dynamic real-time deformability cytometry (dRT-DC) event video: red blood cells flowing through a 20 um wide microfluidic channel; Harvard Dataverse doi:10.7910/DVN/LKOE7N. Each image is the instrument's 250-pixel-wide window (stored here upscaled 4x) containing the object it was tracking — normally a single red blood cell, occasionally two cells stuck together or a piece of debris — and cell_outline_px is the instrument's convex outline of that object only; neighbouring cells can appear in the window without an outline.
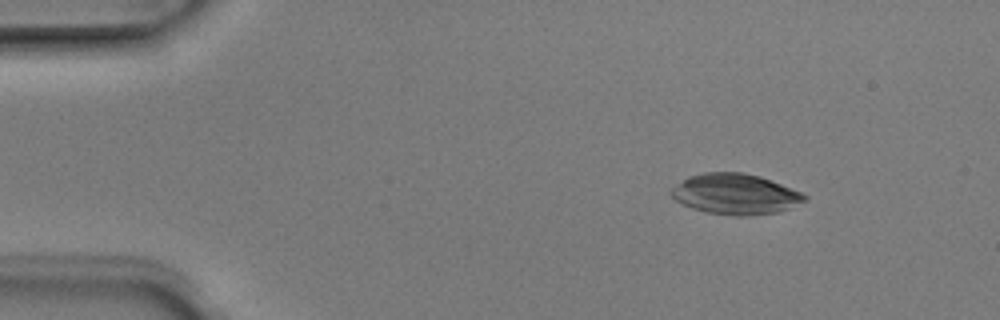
{"species": "Egyptian fruit bat (a non-hibernating species)", "species_latin": "Rousettus aegyptiacus", "temperature_condition": "room temperature", "stored_images_in_passage": 4, "camera_frame_rate_fps": 3000, "um_per_image_px": 0.085, "animal": {"sex": "male"}, "frame": {"image": 1, "passage_image": 2, "time_ms": 0.333, "image_size_px": [1000, 320], "cell_outline_px": [[808, 200], [788, 208], [776, 212], [748, 216], [732, 216], [704, 212], [680, 204], [668, 192], [672, 188], [688, 176], [704, 172], [744, 172], [760, 176], [800, 192], [808, 196]], "centroid_in_image_um": [62.47, 16.5], "position_along_channel_um": 22.5, "area_um2": 31.62}}